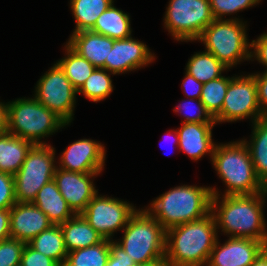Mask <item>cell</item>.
Returning <instances> with one entry per match:
<instances>
[{
  "mask_svg": "<svg viewBox=\"0 0 267 266\" xmlns=\"http://www.w3.org/2000/svg\"><path fill=\"white\" fill-rule=\"evenodd\" d=\"M267 198L265 192L252 195H212L211 212L217 230L228 237L249 238L267 245V224L264 208Z\"/></svg>",
  "mask_w": 267,
  "mask_h": 266,
  "instance_id": "obj_1",
  "label": "cell"
},
{
  "mask_svg": "<svg viewBox=\"0 0 267 266\" xmlns=\"http://www.w3.org/2000/svg\"><path fill=\"white\" fill-rule=\"evenodd\" d=\"M218 232L212 212L168 229L165 262L169 266H206Z\"/></svg>",
  "mask_w": 267,
  "mask_h": 266,
  "instance_id": "obj_2",
  "label": "cell"
},
{
  "mask_svg": "<svg viewBox=\"0 0 267 266\" xmlns=\"http://www.w3.org/2000/svg\"><path fill=\"white\" fill-rule=\"evenodd\" d=\"M210 160L226 185L224 194L210 187L212 195H252L267 190L256 175L250 151L243 139L216 144Z\"/></svg>",
  "mask_w": 267,
  "mask_h": 266,
  "instance_id": "obj_3",
  "label": "cell"
},
{
  "mask_svg": "<svg viewBox=\"0 0 267 266\" xmlns=\"http://www.w3.org/2000/svg\"><path fill=\"white\" fill-rule=\"evenodd\" d=\"M210 186L180 185L152 200L146 211L168 229L205 217L211 212Z\"/></svg>",
  "mask_w": 267,
  "mask_h": 266,
  "instance_id": "obj_4",
  "label": "cell"
},
{
  "mask_svg": "<svg viewBox=\"0 0 267 266\" xmlns=\"http://www.w3.org/2000/svg\"><path fill=\"white\" fill-rule=\"evenodd\" d=\"M116 242L137 265L165 260L166 230L145 209H137Z\"/></svg>",
  "mask_w": 267,
  "mask_h": 266,
  "instance_id": "obj_5",
  "label": "cell"
},
{
  "mask_svg": "<svg viewBox=\"0 0 267 266\" xmlns=\"http://www.w3.org/2000/svg\"><path fill=\"white\" fill-rule=\"evenodd\" d=\"M66 126L60 117L34 97H22L7 102V132L33 144H48L41 139Z\"/></svg>",
  "mask_w": 267,
  "mask_h": 266,
  "instance_id": "obj_6",
  "label": "cell"
},
{
  "mask_svg": "<svg viewBox=\"0 0 267 266\" xmlns=\"http://www.w3.org/2000/svg\"><path fill=\"white\" fill-rule=\"evenodd\" d=\"M246 30V23L237 17L214 19L196 41L203 42L205 51L231 69L243 60H251V42Z\"/></svg>",
  "mask_w": 267,
  "mask_h": 266,
  "instance_id": "obj_7",
  "label": "cell"
},
{
  "mask_svg": "<svg viewBox=\"0 0 267 266\" xmlns=\"http://www.w3.org/2000/svg\"><path fill=\"white\" fill-rule=\"evenodd\" d=\"M55 148L50 144H34L28 151L25 161L14 175L16 202H33L37 192L53 180Z\"/></svg>",
  "mask_w": 267,
  "mask_h": 266,
  "instance_id": "obj_8",
  "label": "cell"
},
{
  "mask_svg": "<svg viewBox=\"0 0 267 266\" xmlns=\"http://www.w3.org/2000/svg\"><path fill=\"white\" fill-rule=\"evenodd\" d=\"M168 3L164 27L177 41H196L214 21L209 0H170Z\"/></svg>",
  "mask_w": 267,
  "mask_h": 266,
  "instance_id": "obj_9",
  "label": "cell"
},
{
  "mask_svg": "<svg viewBox=\"0 0 267 266\" xmlns=\"http://www.w3.org/2000/svg\"><path fill=\"white\" fill-rule=\"evenodd\" d=\"M34 98L60 117L68 126L74 117L78 91L57 63L44 73L35 86Z\"/></svg>",
  "mask_w": 267,
  "mask_h": 266,
  "instance_id": "obj_10",
  "label": "cell"
},
{
  "mask_svg": "<svg viewBox=\"0 0 267 266\" xmlns=\"http://www.w3.org/2000/svg\"><path fill=\"white\" fill-rule=\"evenodd\" d=\"M265 117L258 103L257 84L252 74L233 76L226 91L217 123L251 119L252 124Z\"/></svg>",
  "mask_w": 267,
  "mask_h": 266,
  "instance_id": "obj_11",
  "label": "cell"
},
{
  "mask_svg": "<svg viewBox=\"0 0 267 266\" xmlns=\"http://www.w3.org/2000/svg\"><path fill=\"white\" fill-rule=\"evenodd\" d=\"M135 207L119 198L97 193L81 215L103 239L113 240L114 233L120 230L122 232L130 217L137 211Z\"/></svg>",
  "mask_w": 267,
  "mask_h": 266,
  "instance_id": "obj_12",
  "label": "cell"
},
{
  "mask_svg": "<svg viewBox=\"0 0 267 266\" xmlns=\"http://www.w3.org/2000/svg\"><path fill=\"white\" fill-rule=\"evenodd\" d=\"M100 173L102 172L66 171L57 165L53 180L75 214H81L92 198L99 193L93 181Z\"/></svg>",
  "mask_w": 267,
  "mask_h": 266,
  "instance_id": "obj_13",
  "label": "cell"
},
{
  "mask_svg": "<svg viewBox=\"0 0 267 266\" xmlns=\"http://www.w3.org/2000/svg\"><path fill=\"white\" fill-rule=\"evenodd\" d=\"M104 144L92 139H80L70 144L60 155L58 168L66 171L91 173L102 172L105 165Z\"/></svg>",
  "mask_w": 267,
  "mask_h": 266,
  "instance_id": "obj_14",
  "label": "cell"
},
{
  "mask_svg": "<svg viewBox=\"0 0 267 266\" xmlns=\"http://www.w3.org/2000/svg\"><path fill=\"white\" fill-rule=\"evenodd\" d=\"M155 55L148 46L138 39L131 37L114 40L109 54V61H105V69L115 75L141 69L153 63Z\"/></svg>",
  "mask_w": 267,
  "mask_h": 266,
  "instance_id": "obj_15",
  "label": "cell"
},
{
  "mask_svg": "<svg viewBox=\"0 0 267 266\" xmlns=\"http://www.w3.org/2000/svg\"><path fill=\"white\" fill-rule=\"evenodd\" d=\"M266 247L249 238L229 237L224 244L217 239L206 266H250Z\"/></svg>",
  "mask_w": 267,
  "mask_h": 266,
  "instance_id": "obj_16",
  "label": "cell"
},
{
  "mask_svg": "<svg viewBox=\"0 0 267 266\" xmlns=\"http://www.w3.org/2000/svg\"><path fill=\"white\" fill-rule=\"evenodd\" d=\"M52 225L48 216L32 202H16L10 208L11 238L28 243Z\"/></svg>",
  "mask_w": 267,
  "mask_h": 266,
  "instance_id": "obj_17",
  "label": "cell"
},
{
  "mask_svg": "<svg viewBox=\"0 0 267 266\" xmlns=\"http://www.w3.org/2000/svg\"><path fill=\"white\" fill-rule=\"evenodd\" d=\"M216 123H182L177 129L179 136V150L187 154L190 159L197 161L209 154L212 159L216 143L212 139V129Z\"/></svg>",
  "mask_w": 267,
  "mask_h": 266,
  "instance_id": "obj_18",
  "label": "cell"
},
{
  "mask_svg": "<svg viewBox=\"0 0 267 266\" xmlns=\"http://www.w3.org/2000/svg\"><path fill=\"white\" fill-rule=\"evenodd\" d=\"M71 34L66 43L80 56L87 59L95 68L105 69V61H109V54L115 39L91 30Z\"/></svg>",
  "mask_w": 267,
  "mask_h": 266,
  "instance_id": "obj_19",
  "label": "cell"
},
{
  "mask_svg": "<svg viewBox=\"0 0 267 266\" xmlns=\"http://www.w3.org/2000/svg\"><path fill=\"white\" fill-rule=\"evenodd\" d=\"M32 203L48 216L53 225L65 223L76 215L61 195L54 180L45 184L37 192Z\"/></svg>",
  "mask_w": 267,
  "mask_h": 266,
  "instance_id": "obj_20",
  "label": "cell"
},
{
  "mask_svg": "<svg viewBox=\"0 0 267 266\" xmlns=\"http://www.w3.org/2000/svg\"><path fill=\"white\" fill-rule=\"evenodd\" d=\"M59 225L68 252L90 247L104 240L81 214H76L65 223Z\"/></svg>",
  "mask_w": 267,
  "mask_h": 266,
  "instance_id": "obj_21",
  "label": "cell"
},
{
  "mask_svg": "<svg viewBox=\"0 0 267 266\" xmlns=\"http://www.w3.org/2000/svg\"><path fill=\"white\" fill-rule=\"evenodd\" d=\"M34 144L9 132L0 135V172L15 175Z\"/></svg>",
  "mask_w": 267,
  "mask_h": 266,
  "instance_id": "obj_22",
  "label": "cell"
},
{
  "mask_svg": "<svg viewBox=\"0 0 267 266\" xmlns=\"http://www.w3.org/2000/svg\"><path fill=\"white\" fill-rule=\"evenodd\" d=\"M130 16L114 6V2L96 20L91 31L112 39H125L132 35Z\"/></svg>",
  "mask_w": 267,
  "mask_h": 266,
  "instance_id": "obj_23",
  "label": "cell"
},
{
  "mask_svg": "<svg viewBox=\"0 0 267 266\" xmlns=\"http://www.w3.org/2000/svg\"><path fill=\"white\" fill-rule=\"evenodd\" d=\"M251 139H243L247 145L257 177L267 187V117L253 124Z\"/></svg>",
  "mask_w": 267,
  "mask_h": 266,
  "instance_id": "obj_24",
  "label": "cell"
},
{
  "mask_svg": "<svg viewBox=\"0 0 267 266\" xmlns=\"http://www.w3.org/2000/svg\"><path fill=\"white\" fill-rule=\"evenodd\" d=\"M28 244L36 251L55 260L60 266L64 265L68 251L60 225H52L35 236Z\"/></svg>",
  "mask_w": 267,
  "mask_h": 266,
  "instance_id": "obj_25",
  "label": "cell"
},
{
  "mask_svg": "<svg viewBox=\"0 0 267 266\" xmlns=\"http://www.w3.org/2000/svg\"><path fill=\"white\" fill-rule=\"evenodd\" d=\"M113 2L114 0H70L69 5L76 22L73 33L90 30Z\"/></svg>",
  "mask_w": 267,
  "mask_h": 266,
  "instance_id": "obj_26",
  "label": "cell"
},
{
  "mask_svg": "<svg viewBox=\"0 0 267 266\" xmlns=\"http://www.w3.org/2000/svg\"><path fill=\"white\" fill-rule=\"evenodd\" d=\"M65 56L57 60L72 86L79 91L87 78L96 69L87 59L75 52L67 43L64 46Z\"/></svg>",
  "mask_w": 267,
  "mask_h": 266,
  "instance_id": "obj_27",
  "label": "cell"
},
{
  "mask_svg": "<svg viewBox=\"0 0 267 266\" xmlns=\"http://www.w3.org/2000/svg\"><path fill=\"white\" fill-rule=\"evenodd\" d=\"M229 69L224 66L212 53L207 51L195 52L188 60L185 71L201 83H207L222 76Z\"/></svg>",
  "mask_w": 267,
  "mask_h": 266,
  "instance_id": "obj_28",
  "label": "cell"
},
{
  "mask_svg": "<svg viewBox=\"0 0 267 266\" xmlns=\"http://www.w3.org/2000/svg\"><path fill=\"white\" fill-rule=\"evenodd\" d=\"M110 255L109 240L68 252L63 266H106Z\"/></svg>",
  "mask_w": 267,
  "mask_h": 266,
  "instance_id": "obj_29",
  "label": "cell"
},
{
  "mask_svg": "<svg viewBox=\"0 0 267 266\" xmlns=\"http://www.w3.org/2000/svg\"><path fill=\"white\" fill-rule=\"evenodd\" d=\"M110 75H115L103 68H96L78 91L93 102L106 99L113 92L114 86Z\"/></svg>",
  "mask_w": 267,
  "mask_h": 266,
  "instance_id": "obj_30",
  "label": "cell"
},
{
  "mask_svg": "<svg viewBox=\"0 0 267 266\" xmlns=\"http://www.w3.org/2000/svg\"><path fill=\"white\" fill-rule=\"evenodd\" d=\"M232 77L221 76L203 84L200 101L215 119L222 109L227 88Z\"/></svg>",
  "mask_w": 267,
  "mask_h": 266,
  "instance_id": "obj_31",
  "label": "cell"
},
{
  "mask_svg": "<svg viewBox=\"0 0 267 266\" xmlns=\"http://www.w3.org/2000/svg\"><path fill=\"white\" fill-rule=\"evenodd\" d=\"M195 102V103H194ZM194 104V105H193ZM196 104V105H195ZM195 106V107H194ZM197 106V107H196ZM194 107V113L192 112V109ZM195 108H197L195 110ZM174 112H178L180 115L181 113L183 117H185L184 121H181V123H216L215 119L211 116V114L207 111L204 104L200 101V99H193V98H187V100H182V103L178 104L174 109ZM197 112V113H196Z\"/></svg>",
  "mask_w": 267,
  "mask_h": 266,
  "instance_id": "obj_32",
  "label": "cell"
},
{
  "mask_svg": "<svg viewBox=\"0 0 267 266\" xmlns=\"http://www.w3.org/2000/svg\"><path fill=\"white\" fill-rule=\"evenodd\" d=\"M214 19H226L223 16L236 14L244 9L252 8L261 0H209Z\"/></svg>",
  "mask_w": 267,
  "mask_h": 266,
  "instance_id": "obj_33",
  "label": "cell"
},
{
  "mask_svg": "<svg viewBox=\"0 0 267 266\" xmlns=\"http://www.w3.org/2000/svg\"><path fill=\"white\" fill-rule=\"evenodd\" d=\"M25 245V242L11 237L0 241V266L19 265Z\"/></svg>",
  "mask_w": 267,
  "mask_h": 266,
  "instance_id": "obj_34",
  "label": "cell"
},
{
  "mask_svg": "<svg viewBox=\"0 0 267 266\" xmlns=\"http://www.w3.org/2000/svg\"><path fill=\"white\" fill-rule=\"evenodd\" d=\"M15 203L14 176L0 172V209H10Z\"/></svg>",
  "mask_w": 267,
  "mask_h": 266,
  "instance_id": "obj_35",
  "label": "cell"
},
{
  "mask_svg": "<svg viewBox=\"0 0 267 266\" xmlns=\"http://www.w3.org/2000/svg\"><path fill=\"white\" fill-rule=\"evenodd\" d=\"M21 266H60L55 260L33 249L28 243L24 246Z\"/></svg>",
  "mask_w": 267,
  "mask_h": 266,
  "instance_id": "obj_36",
  "label": "cell"
},
{
  "mask_svg": "<svg viewBox=\"0 0 267 266\" xmlns=\"http://www.w3.org/2000/svg\"><path fill=\"white\" fill-rule=\"evenodd\" d=\"M110 255L106 266H137L116 240H109Z\"/></svg>",
  "mask_w": 267,
  "mask_h": 266,
  "instance_id": "obj_37",
  "label": "cell"
},
{
  "mask_svg": "<svg viewBox=\"0 0 267 266\" xmlns=\"http://www.w3.org/2000/svg\"><path fill=\"white\" fill-rule=\"evenodd\" d=\"M253 49V51H252ZM257 60L267 71V32L251 42V61Z\"/></svg>",
  "mask_w": 267,
  "mask_h": 266,
  "instance_id": "obj_38",
  "label": "cell"
},
{
  "mask_svg": "<svg viewBox=\"0 0 267 266\" xmlns=\"http://www.w3.org/2000/svg\"><path fill=\"white\" fill-rule=\"evenodd\" d=\"M257 84L258 103L262 114L267 117V71L252 73Z\"/></svg>",
  "mask_w": 267,
  "mask_h": 266,
  "instance_id": "obj_39",
  "label": "cell"
},
{
  "mask_svg": "<svg viewBox=\"0 0 267 266\" xmlns=\"http://www.w3.org/2000/svg\"><path fill=\"white\" fill-rule=\"evenodd\" d=\"M182 89L187 98L200 99L203 83L185 71V77L182 82Z\"/></svg>",
  "mask_w": 267,
  "mask_h": 266,
  "instance_id": "obj_40",
  "label": "cell"
},
{
  "mask_svg": "<svg viewBox=\"0 0 267 266\" xmlns=\"http://www.w3.org/2000/svg\"><path fill=\"white\" fill-rule=\"evenodd\" d=\"M10 237V209H0V241Z\"/></svg>",
  "mask_w": 267,
  "mask_h": 266,
  "instance_id": "obj_41",
  "label": "cell"
},
{
  "mask_svg": "<svg viewBox=\"0 0 267 266\" xmlns=\"http://www.w3.org/2000/svg\"><path fill=\"white\" fill-rule=\"evenodd\" d=\"M7 132V103L0 102V135Z\"/></svg>",
  "mask_w": 267,
  "mask_h": 266,
  "instance_id": "obj_42",
  "label": "cell"
},
{
  "mask_svg": "<svg viewBox=\"0 0 267 266\" xmlns=\"http://www.w3.org/2000/svg\"><path fill=\"white\" fill-rule=\"evenodd\" d=\"M250 266H267V247L259 254Z\"/></svg>",
  "mask_w": 267,
  "mask_h": 266,
  "instance_id": "obj_43",
  "label": "cell"
},
{
  "mask_svg": "<svg viewBox=\"0 0 267 266\" xmlns=\"http://www.w3.org/2000/svg\"><path fill=\"white\" fill-rule=\"evenodd\" d=\"M170 135L171 138H173V145L176 144L175 146L178 148V145H179V136H178V132H177V129H171V131L169 130V132L166 134V136ZM169 136V137H170ZM166 138V137H165ZM168 138V137H167ZM170 138V139H171ZM166 140V139H165Z\"/></svg>",
  "mask_w": 267,
  "mask_h": 266,
  "instance_id": "obj_44",
  "label": "cell"
},
{
  "mask_svg": "<svg viewBox=\"0 0 267 266\" xmlns=\"http://www.w3.org/2000/svg\"><path fill=\"white\" fill-rule=\"evenodd\" d=\"M137 266H169V265L165 262V260H161V261H156V262L149 263V264H141Z\"/></svg>",
  "mask_w": 267,
  "mask_h": 266,
  "instance_id": "obj_45",
  "label": "cell"
}]
</instances>
